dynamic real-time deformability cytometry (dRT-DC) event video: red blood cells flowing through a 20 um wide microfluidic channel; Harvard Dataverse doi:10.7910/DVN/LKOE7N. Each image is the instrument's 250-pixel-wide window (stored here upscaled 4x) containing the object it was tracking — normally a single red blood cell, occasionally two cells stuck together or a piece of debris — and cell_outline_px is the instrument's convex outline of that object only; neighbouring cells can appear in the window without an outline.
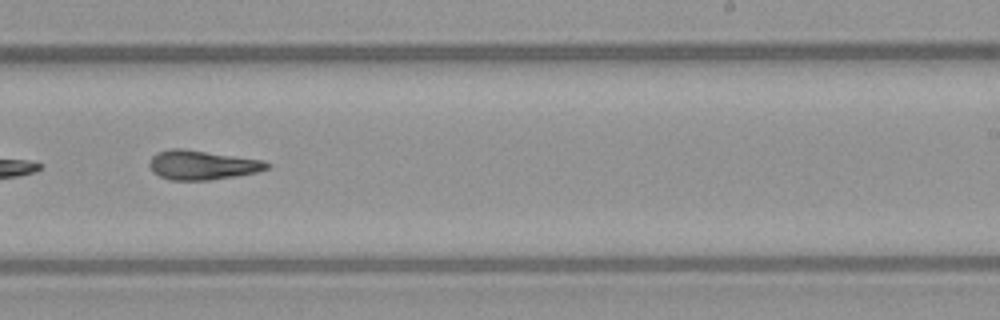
{"species": "common noctule bat (a hibernating species)", "species_latin": "Nyctalus noctula", "temperature_condition": "warm", "stored_images_in_passage": 35, "camera_frame_rate_fps": 3000, "um_per_image_px": 0.085, "animal": {"sex": "female", "body_mass_g": 21.9}, "frame": {"image": 1, "passage_image": 16, "time_ms": 5.0, "image_size_px": [1000, 320], "cell_outline_px": [[272, 164], [268, 168], [256, 172], [236, 176], [208, 180], [168, 180], [152, 172], [148, 164], [152, 156], [156, 152], [172, 148], [184, 148], [264, 160]], "centroid_in_image_um": [17.17, 14.02], "position_along_channel_um": 271.8, "area_um2": 20.29}}